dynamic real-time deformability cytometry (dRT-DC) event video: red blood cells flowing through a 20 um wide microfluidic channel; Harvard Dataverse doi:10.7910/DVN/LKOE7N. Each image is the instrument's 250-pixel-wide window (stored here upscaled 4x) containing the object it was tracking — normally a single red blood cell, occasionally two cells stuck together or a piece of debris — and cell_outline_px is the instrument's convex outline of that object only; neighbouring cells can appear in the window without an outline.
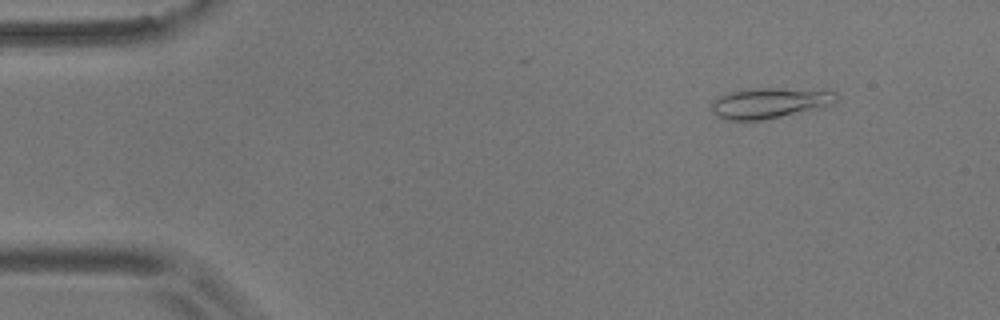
{"species": "common noctule bat (a hibernating species)", "species_latin": "Nyctalus noctula", "temperature_condition": "room temperature", "stored_images_in_passage": 54, "camera_frame_rate_fps": 3000, "um_per_image_px": 0.085, "animal": {"sex": "male", "body_mass_g": 17.9}, "frame": {"image": 1, "passage_image": 6, "time_ms": 1.667, "image_size_px": [1000, 320], "cell_outline_px": [[840, 96], [836, 104], [764, 120], [724, 120], [716, 116], [712, 112], [712, 104], [720, 96], [732, 92], [756, 88], [776, 88], [836, 92]], "centroid_in_image_um": [65.45, 8.77], "position_along_channel_um": 19.6, "area_um2": 21.96}}
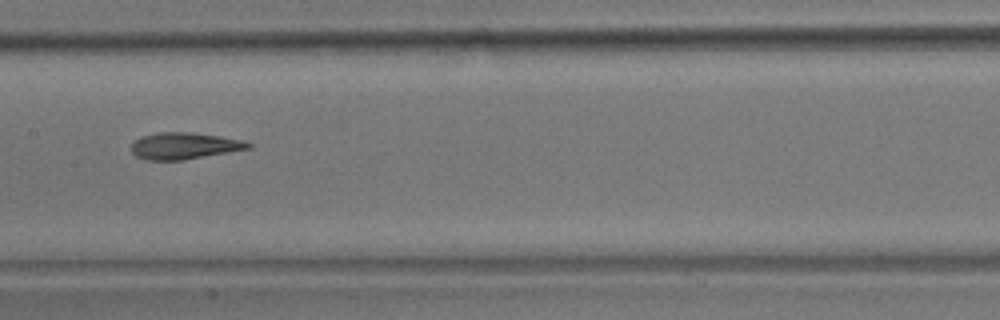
{"frame": {"image": 2, "passage_image": 27, "time_ms": 8.667, "image_size_px": [1000, 320], "cell_outline_px": [[252, 148], [184, 160], [144, 160], [136, 156], [132, 152], [132, 144], [136, 140], [144, 136], [160, 132], [192, 132], [220, 136], [244, 140], [252, 144]], "centroid_in_image_um": [15.7, 12.4], "position_along_channel_um": 191.7, "area_um2": 18.15}}
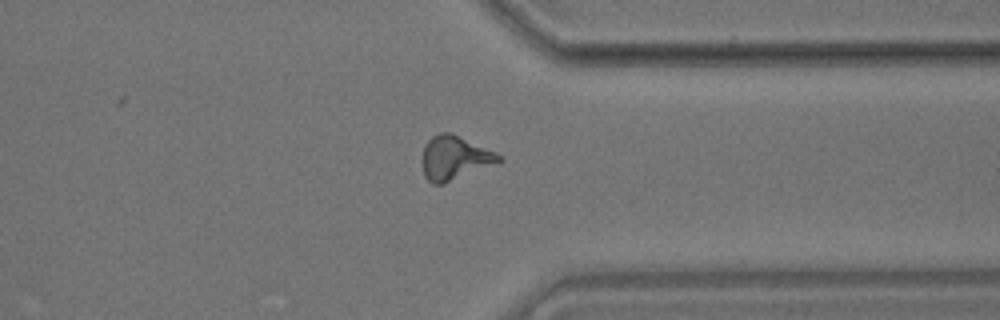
{"frame": {"image": 3, "passage_image": 42, "time_ms": 13.667, "image_size_px": [1000, 320], "cell_outline_px": [[504, 160], [444, 184], [432, 184], [424, 176], [420, 160], [424, 148], [428, 140], [432, 136], [440, 132], [452, 132], [496, 152]], "centroid_in_image_um": [38.6, 13.42], "position_along_channel_um": 372.8, "area_um2": 19.83}, "authors_computed_cell_mechanics": {"area_um2": 18.4093, "velocity_mm_per_s": 3.6776, "shape_relaxation_time_tau1_ms": 6.4962, "shape_relaxation_time_tau2_ms": 3.0332, "deformation_change_tau1": 0.1745, "deformation_change_tau2": 0.0957}}